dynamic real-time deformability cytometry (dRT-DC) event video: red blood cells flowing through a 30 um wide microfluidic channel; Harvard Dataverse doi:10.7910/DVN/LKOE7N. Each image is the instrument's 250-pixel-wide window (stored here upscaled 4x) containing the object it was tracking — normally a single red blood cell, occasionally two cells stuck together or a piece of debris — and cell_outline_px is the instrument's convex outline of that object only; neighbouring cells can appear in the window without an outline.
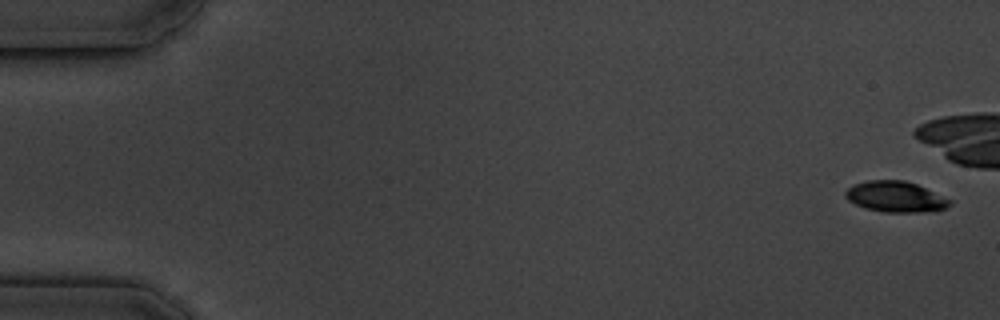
{"species": "common noctule bat (a hibernating species)", "species_latin": "Nyctalus noctula", "temperature_condition": "cold", "stored_images_in_passage": 10, "camera_frame_rate_fps": 3000, "um_per_image_px": 0.085, "animal": {"sex": "male", "body_mass_g": 19.5, "forearm_length_mm": 54.6}, "frame": {"image": 1, "passage_image": 1, "time_ms": 0.0, "image_size_px": [1000, 320], "cell_outline_px": [[952, 204], [944, 208], [920, 212], [884, 212], [864, 208], [848, 200], [844, 196], [844, 192], [852, 184], [868, 180], [904, 180], [916, 184], [952, 200]], "centroid_in_image_um": [76.07, 16.71], "position_along_channel_um": 8.9, "area_um2": 18.67}}